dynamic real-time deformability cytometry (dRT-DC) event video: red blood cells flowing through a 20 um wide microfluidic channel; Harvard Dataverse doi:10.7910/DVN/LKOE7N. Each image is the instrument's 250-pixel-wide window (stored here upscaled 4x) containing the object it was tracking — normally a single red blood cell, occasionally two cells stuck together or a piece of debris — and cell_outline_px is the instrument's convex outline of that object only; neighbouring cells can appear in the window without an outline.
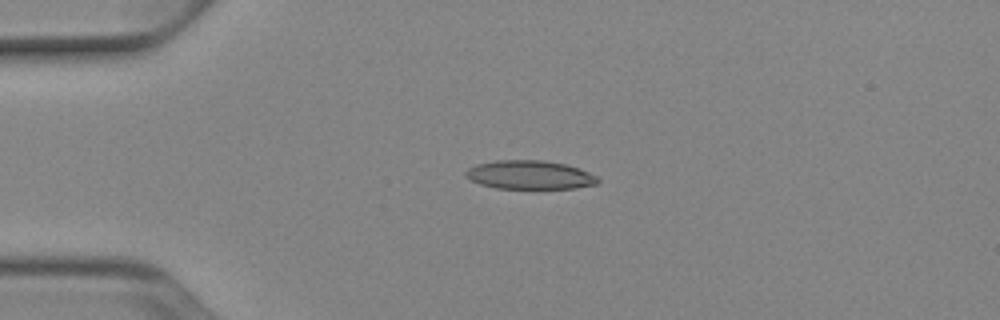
{"species": "Egyptian fruit bat (a non-hibernating species)", "species_latin": "Rousettus aegyptiacus", "temperature_condition": "cold", "stored_images_in_passage": 40, "camera_frame_rate_fps": 3000, "um_per_image_px": 0.085, "animal": {"sex": "female"}, "frame": {"image": 1, "passage_image": 1, "time_ms": 0.0, "image_size_px": [1000, 320], "cell_outline_px": [[600, 180], [596, 184], [576, 188], [496, 188], [480, 184], [464, 176], [464, 172], [468, 168], [476, 164], [496, 160], [540, 160], [564, 164], [580, 168], [596, 176]], "centroid_in_image_um": [45.0, 14.86], "position_along_channel_um": 40.0, "area_um2": 22.02}}
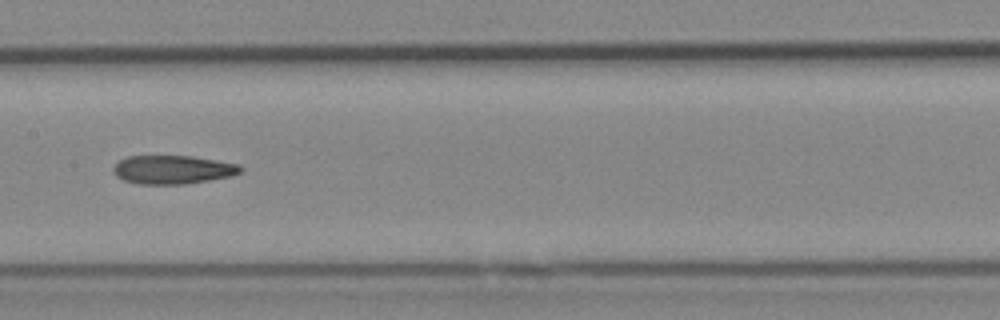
{"frame": {"image": 2, "passage_image": 15, "time_ms": 4.667, "image_size_px": [1000, 320], "cell_outline_px": [[244, 172], [232, 176], [184, 184], [136, 184], [124, 180], [116, 176], [112, 172], [112, 168], [120, 160], [128, 156], [192, 156], [240, 164], [244, 168]], "centroid_in_image_um": [14.71, 14.42], "position_along_channel_um": 192.7, "area_um2": 21.39}}
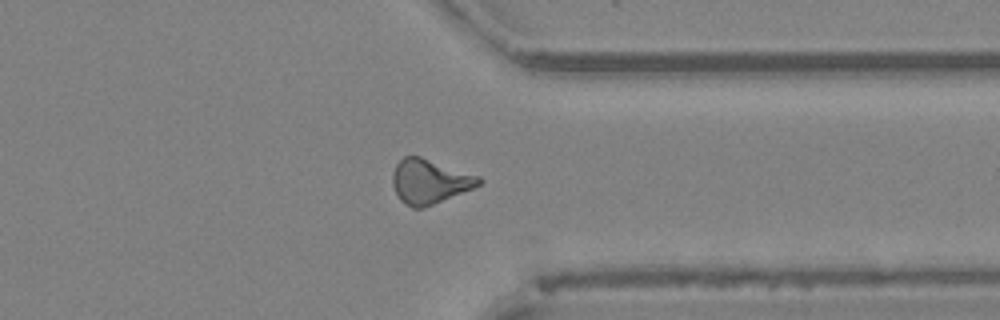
{"frame": {"image": 3, "passage_image": 29, "time_ms": 9.333, "image_size_px": [1000, 320], "cell_outline_px": [[484, 180], [480, 184], [472, 188], [424, 208], [412, 208], [404, 204], [400, 200], [392, 184], [392, 172], [396, 164], [404, 156], [420, 156], [480, 176]], "centroid_in_image_um": [36.49, 15.42], "position_along_channel_um": 374.9, "area_um2": 22.31}, "authors_computed_cell_mechanics": {"area_um2": 21.4149, "velocity_mm_per_s": 3.9323, "shape_relaxation_time_tau1_ms": null, "shape_relaxation_time_tau2_ms": 5.8417, "deformation_change_tau1": null, "deformation_change_tau2": 0.1725}}